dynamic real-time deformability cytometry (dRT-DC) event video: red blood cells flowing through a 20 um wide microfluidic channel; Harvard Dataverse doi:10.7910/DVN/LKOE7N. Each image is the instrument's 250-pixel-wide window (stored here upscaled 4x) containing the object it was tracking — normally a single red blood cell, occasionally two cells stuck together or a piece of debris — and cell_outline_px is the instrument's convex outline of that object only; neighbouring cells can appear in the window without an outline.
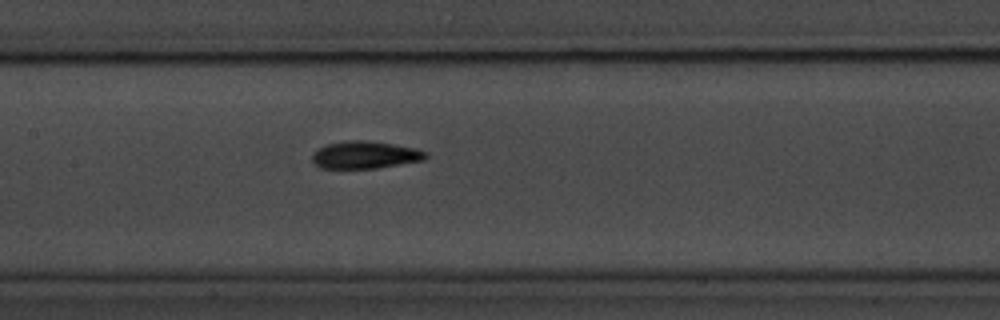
{"species": "common noctule bat (a hibernating species)", "species_latin": "Nyctalus noctula", "temperature_condition": "room temperature", "stored_images_in_passage": 7, "camera_frame_rate_fps": 3000, "um_per_image_px": 0.085, "animal": {"sex": "male", "body_mass_g": 20.1, "forearm_length_mm": 53.5}, "frame": {"image": 1, "passage_image": 7, "time_ms": 7.667, "image_size_px": [1000, 320], "cell_outline_px": [[428, 156], [424, 160], [376, 168], [320, 168], [312, 160], [312, 152], [316, 148], [328, 144], [348, 140], [364, 140], [392, 144], [412, 148], [424, 152]], "centroid_in_image_um": [30.96, 13.17], "position_along_channel_um": 176.4, "area_um2": 17.92}}